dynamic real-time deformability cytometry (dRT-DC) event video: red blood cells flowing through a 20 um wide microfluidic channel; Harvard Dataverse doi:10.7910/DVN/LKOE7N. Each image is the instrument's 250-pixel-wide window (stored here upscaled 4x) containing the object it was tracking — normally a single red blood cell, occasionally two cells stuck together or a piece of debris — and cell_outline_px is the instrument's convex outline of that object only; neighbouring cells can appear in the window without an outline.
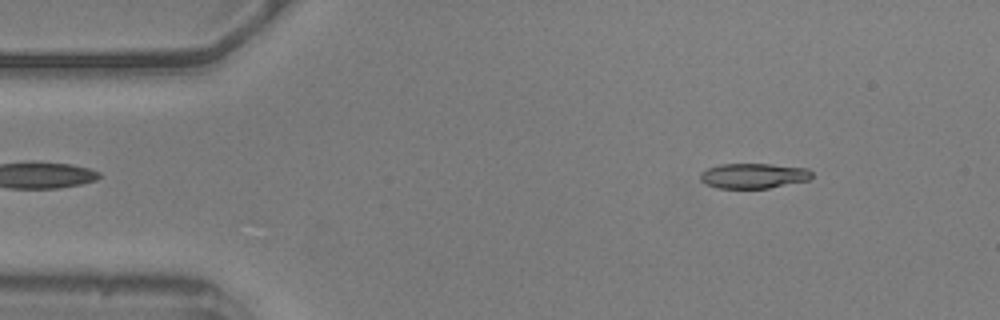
{"species": "common noctule bat (a hibernating species)", "species_latin": "Nyctalus noctula", "temperature_condition": "warm", "stored_images_in_passage": 52, "camera_frame_rate_fps": 3000, "um_per_image_px": 0.085, "animal": {"sex": "male", "body_mass_g": 20.5, "forearm_length_mm": 52.5}, "frame": {"image": 1, "passage_image": 3, "time_ms": 0.667, "image_size_px": [1000, 320], "cell_outline_px": [[812, 176], [808, 180], [768, 188], [716, 188], [704, 184], [700, 180], [700, 172], [708, 168], [720, 164], [772, 164], [808, 168], [812, 172]], "centroid_in_image_um": [64.02, 14.94], "position_along_channel_um": 21.0, "area_um2": 16.42}}
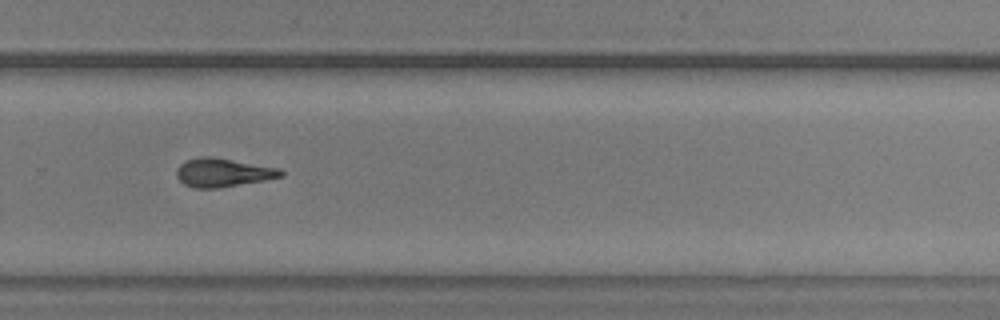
{"frame": {"image": 2, "passage_image": 33, "time_ms": 10.667, "image_size_px": [1000, 320], "cell_outline_px": [[284, 176], [264, 180], [216, 188], [196, 188], [184, 184], [176, 176], [176, 168], [184, 160], [200, 156], [208, 156], [280, 168], [284, 172]], "centroid_in_image_um": [18.92, 14.66], "position_along_channel_um": 310.9, "area_um2": 17.28}}
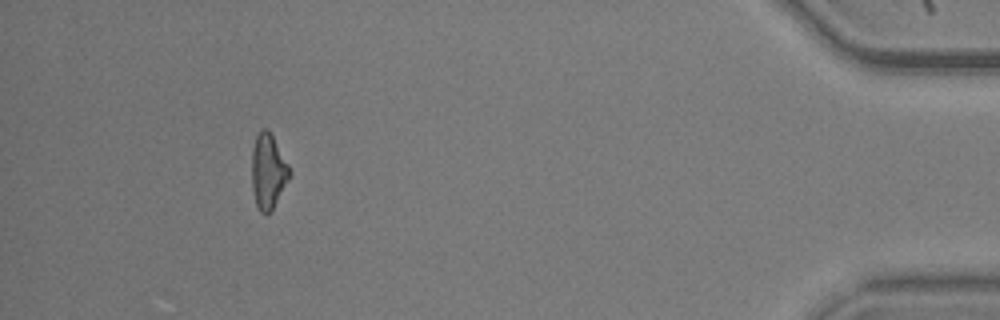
{"frame": {"image": 3, "passage_image": 47, "time_ms": 15.333, "image_size_px": [1000, 320], "cell_outline_px": [[292, 172], [272, 212], [260, 212], [256, 204], [252, 188], [252, 148], [256, 136], [264, 128], [268, 128], [288, 164]], "centroid_in_image_um": [22.79, 14.57], "position_along_channel_um": 412.4, "area_um2": 16.42}}